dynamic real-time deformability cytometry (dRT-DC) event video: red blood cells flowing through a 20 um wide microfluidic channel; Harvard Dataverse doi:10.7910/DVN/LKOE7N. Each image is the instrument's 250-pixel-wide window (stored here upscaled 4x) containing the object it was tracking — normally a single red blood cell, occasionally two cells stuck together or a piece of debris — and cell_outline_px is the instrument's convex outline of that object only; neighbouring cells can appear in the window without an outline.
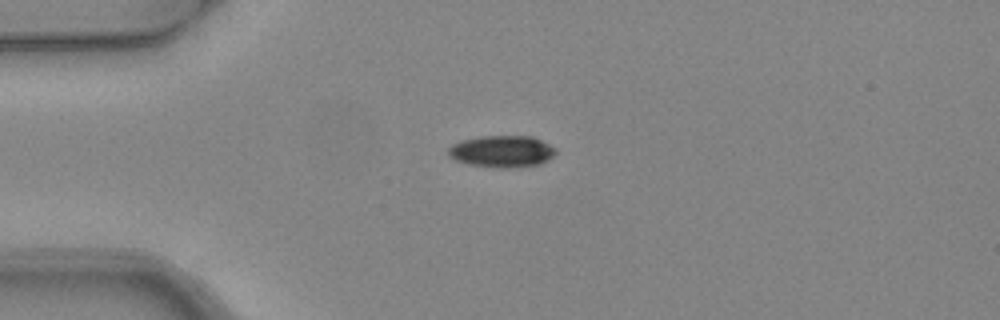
{"species": "common noctule bat (a hibernating species)", "species_latin": "Nyctalus noctula", "temperature_condition": "warm", "stored_images_in_passage": 5, "camera_frame_rate_fps": 3000, "um_per_image_px": 0.085, "animal": {"sex": "female", "body_mass_g": 24.6, "forearm_length_mm": 56.2}, "frame": {"image": 1, "passage_image": 5, "time_ms": 1.333, "image_size_px": [1000, 320], "cell_outline_px": [[556, 152], [548, 160], [540, 164], [516, 168], [500, 168], [468, 164], [456, 160], [448, 156], [448, 148], [452, 144], [460, 140], [480, 136], [532, 136], [556, 148]], "centroid_in_image_um": [42.65, 12.87], "position_along_channel_um": 42.4, "area_um2": 20.06}}